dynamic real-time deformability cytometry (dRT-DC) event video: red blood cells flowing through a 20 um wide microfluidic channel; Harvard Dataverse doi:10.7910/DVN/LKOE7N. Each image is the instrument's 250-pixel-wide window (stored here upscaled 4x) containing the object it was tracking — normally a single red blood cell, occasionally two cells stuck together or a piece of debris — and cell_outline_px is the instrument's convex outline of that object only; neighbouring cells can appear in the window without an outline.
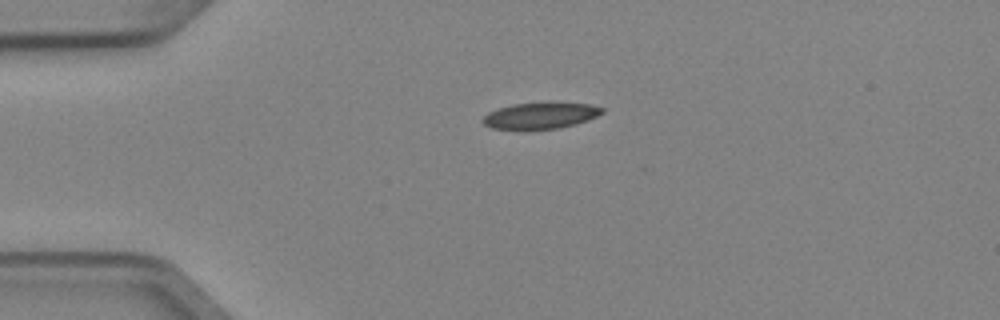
{"species": "Egyptian fruit bat (a non-hibernating species)", "species_latin": "Rousettus aegyptiacus", "temperature_condition": "cold", "stored_images_in_passage": 2, "camera_frame_rate_fps": 3000, "um_per_image_px": 0.085, "animal": {"sex": "female"}, "frame": {"image": 1, "passage_image": 1, "time_ms": 0.0, "image_size_px": [1000, 320], "cell_outline_px": [[604, 112], [588, 120], [576, 124], [560, 128], [492, 128], [484, 124], [480, 120], [488, 112], [512, 104], [552, 100], [592, 104], [604, 108]], "centroid_in_image_um": [46.01, 9.76], "position_along_channel_um": 39.0, "area_um2": 18.67}}